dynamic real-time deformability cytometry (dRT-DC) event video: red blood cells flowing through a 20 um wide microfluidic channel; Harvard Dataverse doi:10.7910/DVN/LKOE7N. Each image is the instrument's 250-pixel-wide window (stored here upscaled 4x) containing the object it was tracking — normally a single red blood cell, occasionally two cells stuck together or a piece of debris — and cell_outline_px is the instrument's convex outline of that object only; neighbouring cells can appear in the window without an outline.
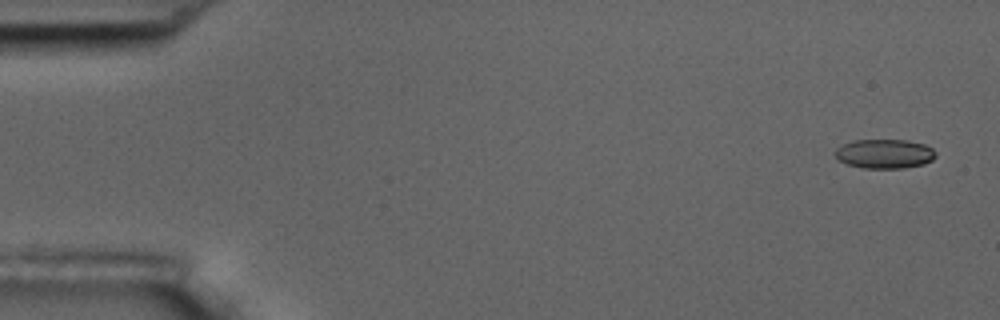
{"species": "common noctule bat (a hibernating species)", "species_latin": "Nyctalus noctula", "temperature_condition": "room temperature", "stored_images_in_passage": 6, "segment_of_instrument_passage": [1, 2], "camera_frame_rate_fps": 3000, "um_per_image_px": 0.085, "animal": {"sex": "male", "body_mass_g": 17.5, "forearm_length_mm": 52.3}, "frame": {"image": 1, "passage_image": 1, "time_ms": 0.0, "image_size_px": [1000, 320], "cell_outline_px": [[936, 156], [932, 160], [924, 164], [904, 168], [864, 168], [848, 164], [840, 160], [836, 156], [836, 148], [852, 140], [908, 140], [924, 144], [932, 148], [936, 152]], "centroid_in_image_um": [75.23, 13.07], "position_along_channel_um": 9.8, "area_um2": 17.11}}
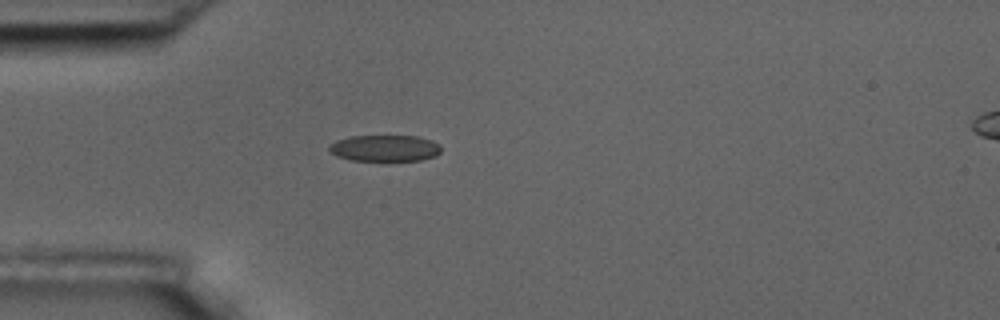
{"frame": {"image": 2, "passage_image": 5, "time_ms": 4.667, "image_size_px": [1000, 320], "cell_outline_px": [[440, 152], [436, 156], [420, 160], [352, 160], [336, 156], [328, 148], [336, 140], [348, 136], [416, 136], [432, 140], [440, 144]], "centroid_in_image_um": [32.73, 12.58], "position_along_channel_um": 52.3, "area_um2": 17.11}}